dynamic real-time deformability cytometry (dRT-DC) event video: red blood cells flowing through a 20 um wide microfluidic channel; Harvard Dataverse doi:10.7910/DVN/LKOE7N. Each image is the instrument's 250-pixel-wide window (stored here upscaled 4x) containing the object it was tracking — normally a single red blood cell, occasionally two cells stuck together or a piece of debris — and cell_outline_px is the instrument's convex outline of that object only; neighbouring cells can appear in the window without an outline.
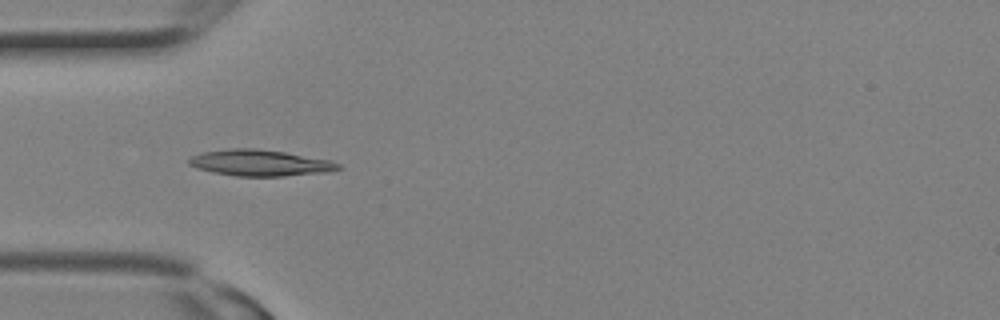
{"species": "Egyptian fruit bat (a non-hibernating species)", "species_latin": "Rousettus aegyptiacus", "temperature_condition": "room temperature", "stored_images_in_passage": 1, "camera_frame_rate_fps": 3000, "um_per_image_px": 0.085, "animal": {"sex": "female"}, "frame": {"image": 1, "passage_image": 1, "time_ms": 0.0, "image_size_px": [1000, 320], "cell_outline_px": [[344, 168], [328, 172], [284, 176], [236, 176], [212, 172], [196, 168], [188, 164], [188, 160], [192, 156], [204, 152], [232, 148], [252, 148], [284, 152], [328, 160], [340, 164]], "centroid_in_image_um": [22.1, 13.85], "position_along_channel_um": 62.9, "area_um2": 22.66}}